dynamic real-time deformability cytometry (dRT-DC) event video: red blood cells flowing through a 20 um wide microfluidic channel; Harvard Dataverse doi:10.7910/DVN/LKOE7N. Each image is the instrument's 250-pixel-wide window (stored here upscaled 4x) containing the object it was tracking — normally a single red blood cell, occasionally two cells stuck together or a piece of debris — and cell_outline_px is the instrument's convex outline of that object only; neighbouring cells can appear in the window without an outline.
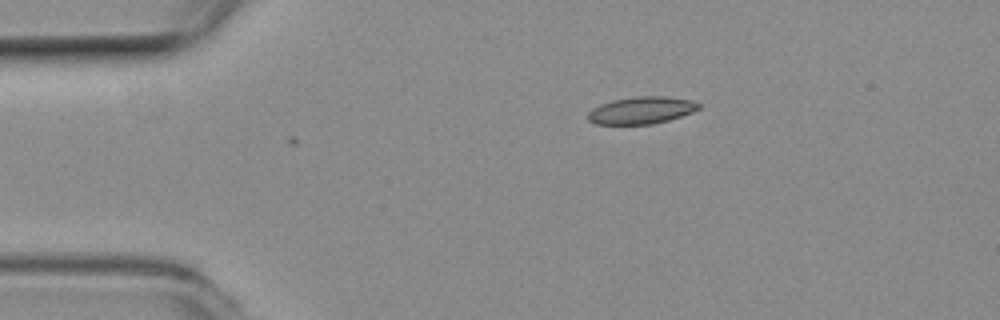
{"species": "common noctule bat (a hibernating species)", "species_latin": "Nyctalus noctula", "temperature_condition": "room temperature", "stored_images_in_passage": 3, "camera_frame_rate_fps": 3000, "um_per_image_px": 0.085, "animal": {"sex": "female", "body_mass_g": 19.3, "forearm_length_mm": 54.1}, "frame": {"image": 1, "passage_image": 1, "time_ms": 0.0, "image_size_px": [1000, 320], "cell_outline_px": [[700, 108], [692, 112], [668, 120], [652, 124], [596, 124], [588, 120], [588, 112], [592, 108], [600, 104], [612, 100], [636, 96], [664, 96], [692, 100], [700, 104]], "centroid_in_image_um": [54.5, 9.37], "position_along_channel_um": 30.5, "area_um2": 17.51}}